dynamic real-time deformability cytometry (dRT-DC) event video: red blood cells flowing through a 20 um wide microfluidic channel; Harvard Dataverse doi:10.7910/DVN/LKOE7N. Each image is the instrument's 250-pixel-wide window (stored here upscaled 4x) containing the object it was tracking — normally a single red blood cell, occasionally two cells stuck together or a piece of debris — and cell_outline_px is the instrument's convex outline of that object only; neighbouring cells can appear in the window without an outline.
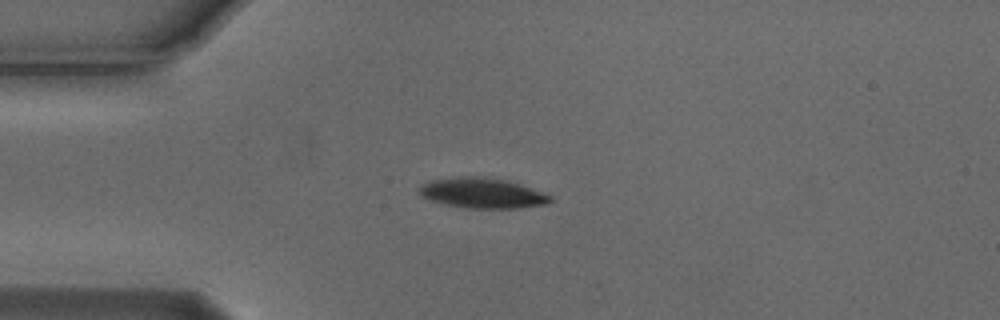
{"species": "Egyptian fruit bat (a non-hibernating species)", "species_latin": "Rousettus aegyptiacus", "temperature_condition": "cold", "stored_images_in_passage": 24, "camera_frame_rate_fps": 3000, "um_per_image_px": 0.085, "animal": {"sex": "male"}, "frame": {"image": 1, "passage_image": 1, "time_ms": 0.0, "image_size_px": [1000, 320], "cell_outline_px": [[552, 200], [544, 204], [520, 208], [468, 208], [444, 204], [420, 196], [420, 188], [428, 180], [452, 176], [484, 176], [508, 180], [520, 184], [552, 196]], "centroid_in_image_um": [40.97, 16.39], "position_along_channel_um": 44.0, "area_um2": 23.18}}
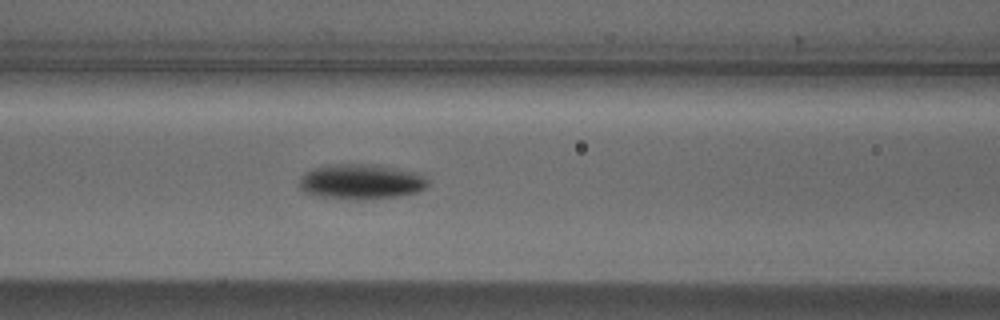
{"frame": {"image": 2, "passage_image": 10, "time_ms": 3.0, "image_size_px": [1000, 320], "cell_outline_px": [[428, 184], [424, 188], [416, 192], [396, 196], [364, 200], [320, 196], [304, 192], [300, 188], [300, 180], [312, 168], [332, 164], [372, 164], [396, 168], [416, 172], [428, 180]], "centroid_in_image_um": [30.7, 15.44], "position_along_channel_um": 135.9, "area_um2": 25.95}}
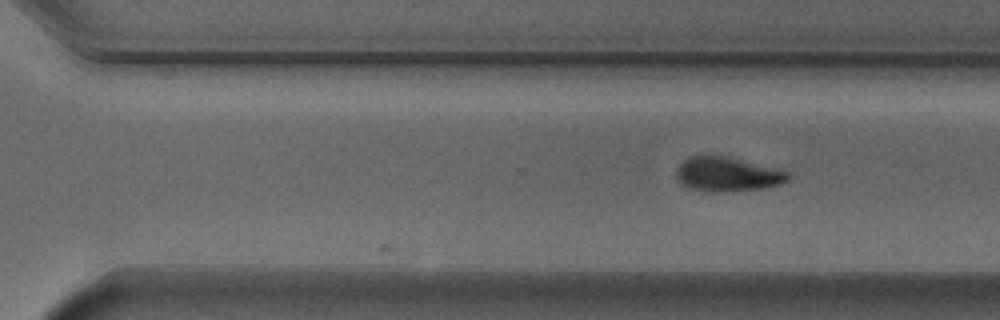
{"frame": {"image": 3, "passage_image": 24, "time_ms": 7.667, "image_size_px": [1000, 320], "cell_outline_px": [[788, 180], [780, 184], [764, 188], [724, 192], [716, 192], [688, 188], [680, 184], [676, 176], [676, 168], [688, 156], [728, 156], [784, 168], [788, 172]], "centroid_in_image_um": [61.86, 14.8], "position_along_channel_um": 308.7, "area_um2": 22.83}}